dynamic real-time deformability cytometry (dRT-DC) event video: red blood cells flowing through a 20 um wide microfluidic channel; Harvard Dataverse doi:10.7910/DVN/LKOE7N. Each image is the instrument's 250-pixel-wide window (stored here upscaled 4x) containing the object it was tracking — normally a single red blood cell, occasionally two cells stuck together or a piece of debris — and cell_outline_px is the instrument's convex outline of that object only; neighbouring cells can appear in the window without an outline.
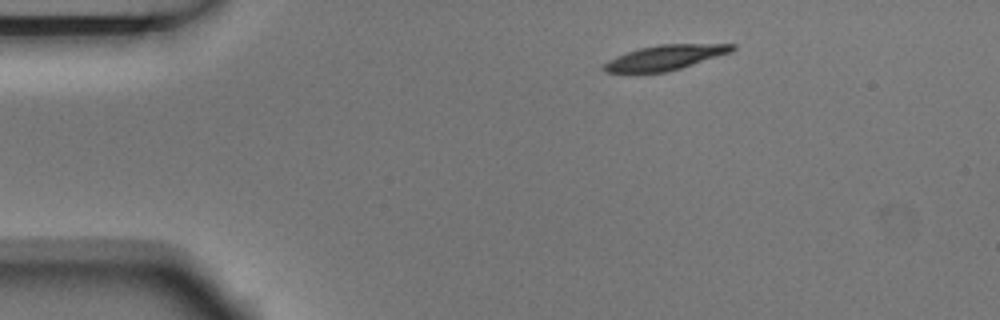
{"species": "Egyptian fruit bat (a non-hibernating species)", "species_latin": "Rousettus aegyptiacus", "temperature_condition": "room temperature", "stored_images_in_passage": 6, "camera_frame_rate_fps": 3000, "um_per_image_px": 0.085, "animal": {"sex": "male"}, "frame": {"image": 1, "passage_image": 1, "time_ms": 0.0, "image_size_px": [1000, 320], "cell_outline_px": [[736, 48], [732, 52], [680, 68], [664, 72], [604, 72], [600, 68], [608, 60], [616, 56], [640, 48], [660, 44], [736, 44]], "centroid_in_image_um": [56.54, 4.88], "position_along_channel_um": 28.5, "area_um2": 18.44}}
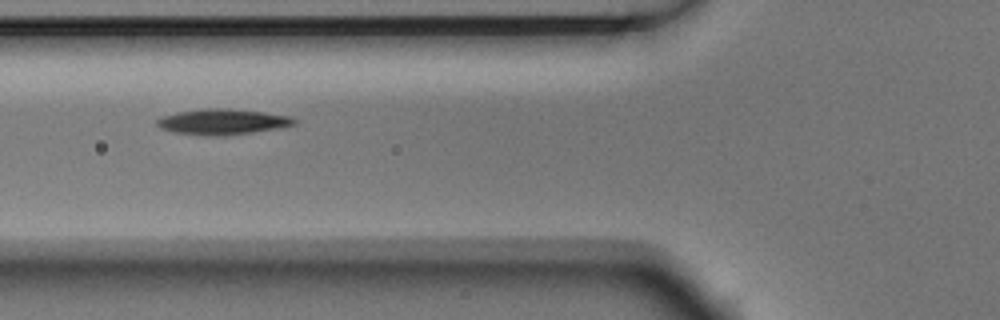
{"frame": {"image": 2, "passage_image": 4, "time_ms": 1.0, "image_size_px": [1000, 320], "cell_outline_px": [[296, 124], [280, 128], [224, 136], [208, 136], [172, 132], [160, 128], [156, 124], [156, 120], [164, 116], [176, 112], [204, 108], [228, 108], [264, 112], [292, 116], [296, 120]], "centroid_in_image_um": [18.92, 10.35], "position_along_channel_um": 106.9, "area_um2": 20.69}}
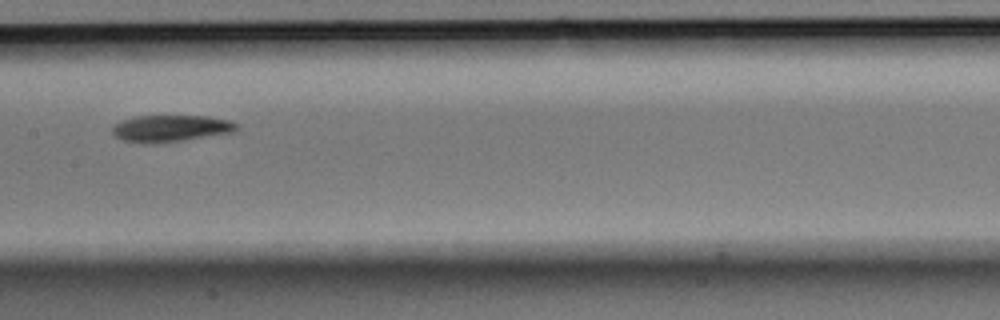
{"frame": {"image": 3, "passage_image": 6, "time_ms": 1.667, "image_size_px": [1000, 320], "cell_outline_px": [[240, 128], [236, 132], [156, 144], [144, 144], [120, 140], [112, 132], [112, 128], [120, 120], [136, 116], [208, 116], [228, 120], [240, 124]], "centroid_in_image_um": [14.53, 10.92], "position_along_channel_um": 192.9, "area_um2": 19.71}}